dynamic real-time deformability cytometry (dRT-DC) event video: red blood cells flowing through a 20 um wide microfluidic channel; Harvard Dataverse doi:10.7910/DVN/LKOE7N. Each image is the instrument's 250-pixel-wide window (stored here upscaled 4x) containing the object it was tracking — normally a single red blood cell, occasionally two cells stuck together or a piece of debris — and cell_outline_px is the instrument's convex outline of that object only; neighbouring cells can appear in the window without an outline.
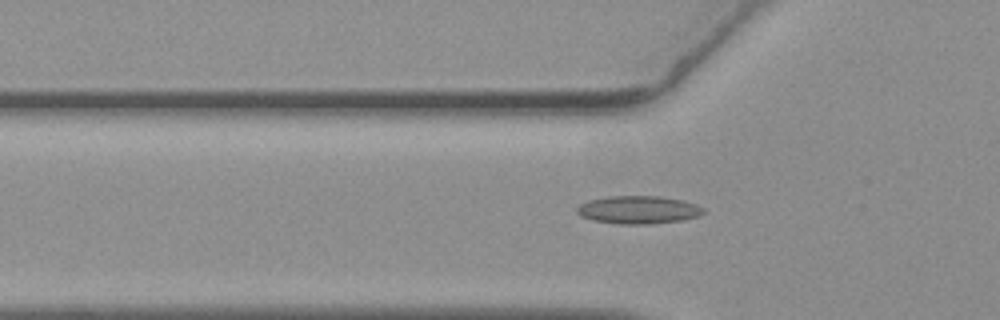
{"species": "common noctule bat (a hibernating species)", "species_latin": "Nyctalus noctula", "temperature_condition": "warm", "stored_images_in_passage": 42, "camera_frame_rate_fps": 3000, "um_per_image_px": 0.085, "animal": {"sex": "female", "body_mass_g": 19.3, "forearm_length_mm": 54.1}, "frame": {"image": 1, "passage_image": 10, "time_ms": 3.0, "image_size_px": [1000, 320], "cell_outline_px": [[704, 212], [700, 216], [680, 220], [648, 224], [616, 224], [592, 220], [580, 216], [576, 212], [576, 208], [580, 204], [588, 200], [608, 196], [660, 196], [684, 200], [696, 204], [704, 208]], "centroid_in_image_um": [54.24, 17.83], "position_along_channel_um": 71.6, "area_um2": 20.75}}
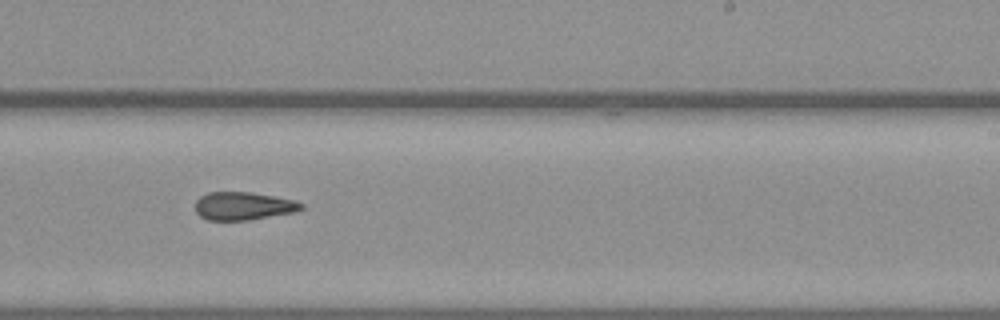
{"frame": {"image": 2, "passage_image": 26, "time_ms": 8.333, "image_size_px": [1000, 320], "cell_outline_px": [[304, 208], [296, 212], [248, 220], [208, 220], [200, 216], [196, 212], [196, 200], [200, 196], [208, 192], [248, 192], [296, 200], [304, 204]], "centroid_in_image_um": [20.7, 17.51], "position_along_channel_um": 268.3, "area_um2": 17.34}}
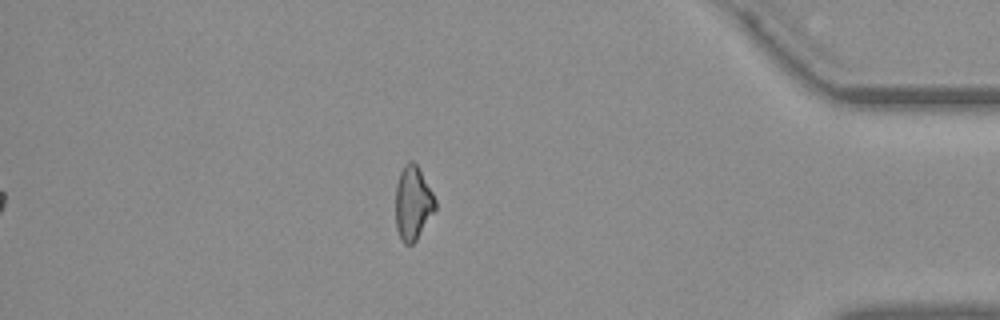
{"frame": {"image": 3, "passage_image": 40, "time_ms": 13.0, "image_size_px": [1000, 320], "cell_outline_px": [[436, 208], [416, 240], [412, 244], [404, 244], [396, 228], [396, 184], [400, 172], [404, 164], [408, 160], [412, 160], [416, 164], [432, 192], [436, 200]], "centroid_in_image_um": [35.08, 17.24], "position_along_channel_um": 400.1, "area_um2": 16.88}}